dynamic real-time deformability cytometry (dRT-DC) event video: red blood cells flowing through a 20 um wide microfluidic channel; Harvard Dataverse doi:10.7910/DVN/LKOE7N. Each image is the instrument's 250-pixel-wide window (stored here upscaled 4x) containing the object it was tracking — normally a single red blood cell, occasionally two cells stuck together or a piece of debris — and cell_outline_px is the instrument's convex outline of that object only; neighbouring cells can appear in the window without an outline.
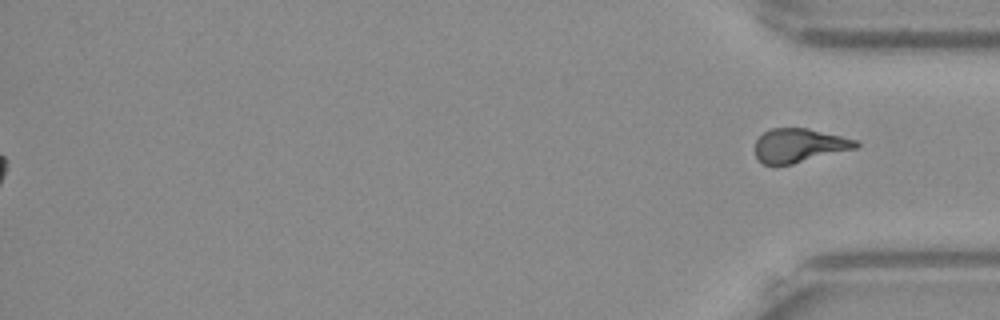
{"species": "Egyptian fruit bat (a non-hibernating species)", "species_latin": "Rousettus aegyptiacus", "temperature_condition": "warm", "stored_images_in_passage": 54, "segment_of_instrument_passage": [2, 2], "camera_frame_rate_fps": 3000, "um_per_image_px": 0.085, "frame": {"image": 1, "passage_image": 54, "time_ms": 17.667, "image_size_px": [1000, 320], "cell_outline_px": [[860, 144], [856, 148], [776, 168], [772, 168], [764, 164], [756, 156], [756, 140], [764, 132], [772, 128], [808, 128], [856, 140]], "centroid_in_image_um": [67.88, 12.39], "position_along_channel_um": 367.3, "area_um2": 20.0}}